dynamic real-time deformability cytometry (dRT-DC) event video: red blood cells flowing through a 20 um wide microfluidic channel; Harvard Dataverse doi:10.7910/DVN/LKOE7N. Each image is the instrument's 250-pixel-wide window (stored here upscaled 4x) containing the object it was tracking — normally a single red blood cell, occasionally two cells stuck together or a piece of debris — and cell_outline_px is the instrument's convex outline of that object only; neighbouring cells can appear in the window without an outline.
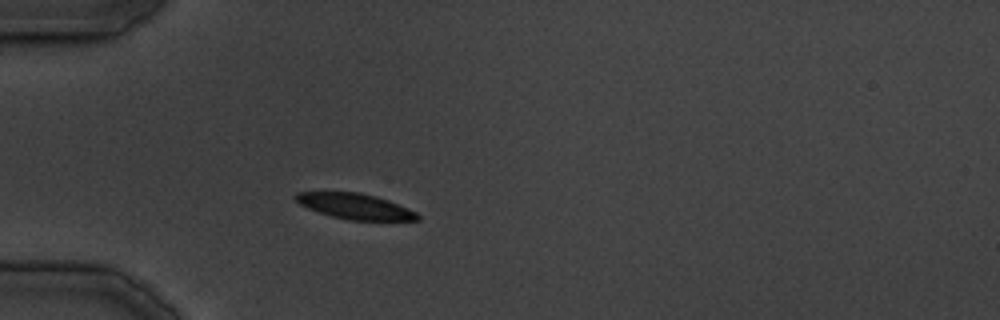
{"species": "common noctule bat (a hibernating species)", "species_latin": "Nyctalus noctula", "temperature_condition": "cold", "stored_images_in_passage": 30, "camera_frame_rate_fps": 3000, "um_per_image_px": 0.085, "animal": {"sex": "male", "body_mass_g": 19.5, "forearm_length_mm": 54.6}, "frame": {"image": 1, "passage_image": 1, "time_ms": 0.0, "image_size_px": [1000, 320], "cell_outline_px": [[420, 220], [348, 220], [332, 216], [308, 208], [300, 204], [292, 196], [296, 192], [360, 192], [376, 196], [388, 200], [408, 208], [416, 212], [420, 216]], "centroid_in_image_um": [30.18, 17.53], "position_along_channel_um": 54.8, "area_um2": 18.09}}
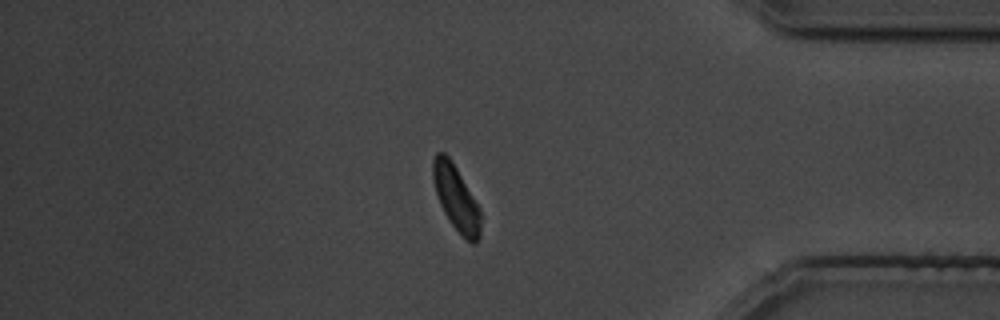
{"frame": {"image": 2, "passage_image": 24, "time_ms": 26.333, "image_size_px": [1000, 320], "cell_outline_px": [[480, 236], [476, 244], [472, 244], [452, 224], [444, 212], [440, 204], [432, 180], [432, 160], [436, 152], [444, 152], [448, 156], [456, 168], [480, 208]], "centroid_in_image_um": [38.75, 16.81], "position_along_channel_um": 396.4, "area_um2": 17.8}}
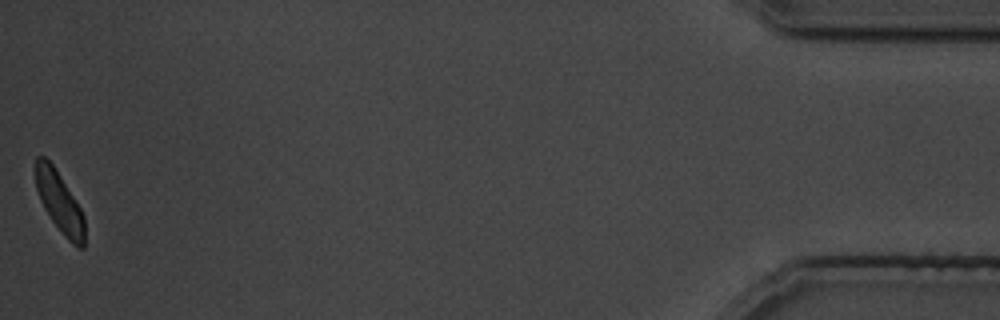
{"frame": {"image": 3, "passage_image": 30, "time_ms": 33.0, "image_size_px": [1000, 320], "cell_outline_px": [[84, 248], [76, 248], [68, 240], [52, 220], [44, 208], [40, 200], [36, 188], [36, 156], [44, 156], [52, 164], [60, 176], [80, 208], [84, 216]], "centroid_in_image_um": [5.06, 17.21], "position_along_channel_um": 430.1, "area_um2": 16.94}}